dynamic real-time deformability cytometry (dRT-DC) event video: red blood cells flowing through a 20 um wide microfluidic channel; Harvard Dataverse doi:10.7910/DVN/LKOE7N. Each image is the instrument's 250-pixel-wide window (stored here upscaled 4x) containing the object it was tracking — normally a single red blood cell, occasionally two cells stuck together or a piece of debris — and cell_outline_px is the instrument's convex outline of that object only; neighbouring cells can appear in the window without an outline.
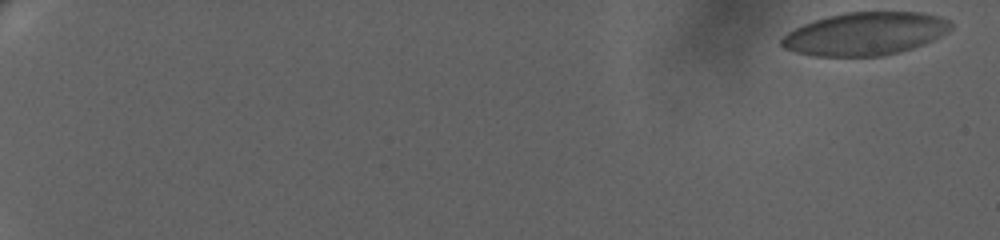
{"species": "human", "species_latin": "Homo sapiens", "temperature_condition": "warm", "stored_images_in_passage": 70, "camera_frame_rate_fps": 3000, "um_per_image_px": 0.085, "donor": {"sex": "female"}, "frame": {"image": 1, "passage_image": 1, "time_ms": 0.0, "image_size_px": [1000, 240], "cell_outline_px": [[952, 28], [932, 40], [912, 48], [900, 52], [880, 56], [816, 56], [796, 52], [784, 48], [780, 44], [780, 40], [788, 32], [804, 24], [816, 20], [848, 12], [916, 12], [948, 20], [952, 24]], "centroid_in_image_um": [73.51, 2.88], "position_along_channel_um": 11.5, "area_um2": 41.62}}
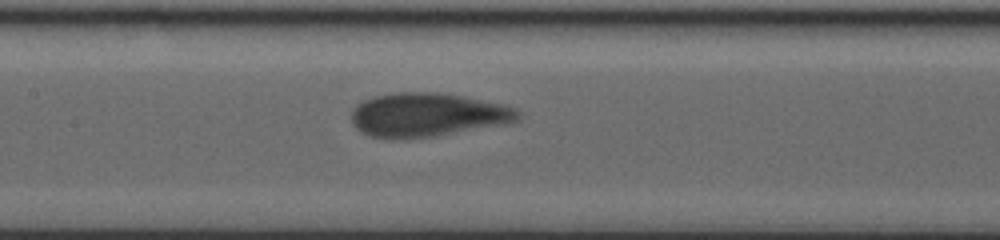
{"frame": {"image": 2, "passage_image": 39, "time_ms": 12.667, "image_size_px": [1000, 240], "cell_outline_px": [[520, 120], [504, 124], [436, 136], [372, 136], [356, 128], [352, 124], [352, 112], [356, 104], [364, 100], [376, 96], [392, 92], [440, 92], [464, 96], [504, 104], [516, 108], [520, 112]], "centroid_in_image_um": [36.39, 9.72], "position_along_channel_um": 171.0, "area_um2": 41.91}}
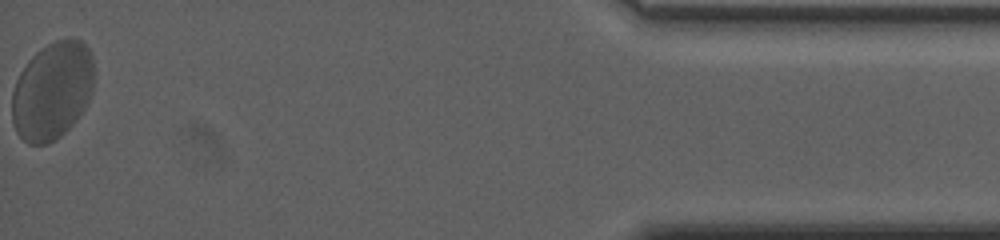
{"frame": {"image": 3, "passage_image": 70, "time_ms": 23.0, "image_size_px": [1000, 240], "cell_outline_px": [[92, 92], [84, 108], [76, 120], [60, 136], [44, 144], [28, 144], [16, 132], [12, 120], [12, 92], [16, 80], [20, 72], [28, 60], [36, 52], [48, 44], [56, 40], [72, 36], [80, 40], [88, 48], [92, 56]], "centroid_in_image_um": [4.42, 7.69], "position_along_channel_um": 430.8, "area_um2": 46.64}, "authors_computed_cell_mechanics": {"area_um2": 41.2403, "velocity_mm_per_s": 3.1448, "shape_relaxation_time_tau1_ms": 3.7366, "shape_relaxation_time_tau2_ms": null, "deformation_change_tau1": 0.112, "deformation_change_tau2": null}}